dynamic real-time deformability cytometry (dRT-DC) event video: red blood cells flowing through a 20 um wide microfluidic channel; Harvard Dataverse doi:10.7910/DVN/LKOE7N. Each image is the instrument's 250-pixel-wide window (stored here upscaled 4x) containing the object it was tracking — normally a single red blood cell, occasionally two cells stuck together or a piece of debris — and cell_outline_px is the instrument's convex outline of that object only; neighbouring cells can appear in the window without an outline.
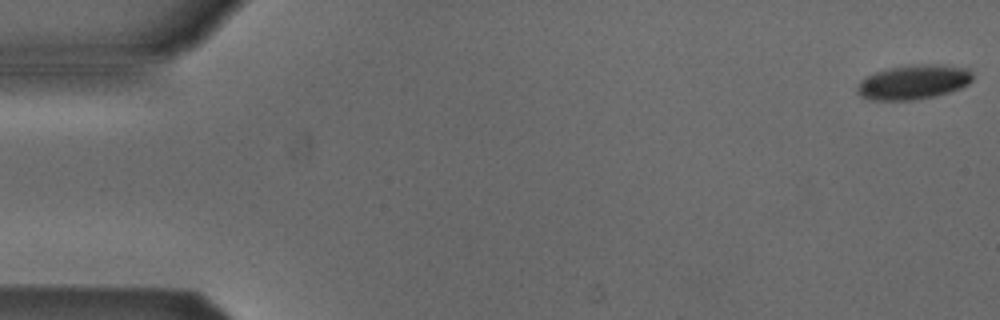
{"species": "Egyptian fruit bat (a non-hibernating species)", "species_latin": "Rousettus aegyptiacus", "temperature_condition": "cold", "stored_images_in_passage": 5, "camera_frame_rate_fps": 3000, "um_per_image_px": 0.085, "animal": {"sex": "male"}, "frame": {"image": 1, "passage_image": 1, "time_ms": 0.0, "image_size_px": [1000, 320], "cell_outline_px": [[972, 80], [968, 84], [960, 88], [948, 92], [932, 96], [908, 100], [868, 100], [860, 96], [856, 92], [856, 88], [860, 80], [876, 72], [888, 68], [916, 64], [944, 64], [968, 68], [972, 72]], "centroid_in_image_um": [77.63, 6.96], "position_along_channel_um": 7.4, "area_um2": 23.24}}
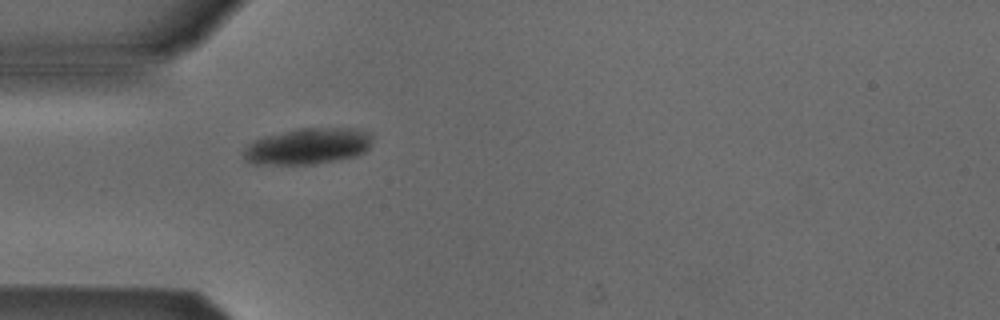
{"frame": {"image": 2, "passage_image": 5, "time_ms": 5.0, "image_size_px": [1000, 320], "cell_outline_px": [[372, 136], [368, 148], [364, 152], [356, 156], [336, 160], [312, 164], [252, 164], [244, 160], [244, 148], [248, 144], [264, 136], [300, 128], [356, 128], [368, 132]], "centroid_in_image_um": [26.15, 12.43], "position_along_channel_um": 58.8, "area_um2": 27.05}}